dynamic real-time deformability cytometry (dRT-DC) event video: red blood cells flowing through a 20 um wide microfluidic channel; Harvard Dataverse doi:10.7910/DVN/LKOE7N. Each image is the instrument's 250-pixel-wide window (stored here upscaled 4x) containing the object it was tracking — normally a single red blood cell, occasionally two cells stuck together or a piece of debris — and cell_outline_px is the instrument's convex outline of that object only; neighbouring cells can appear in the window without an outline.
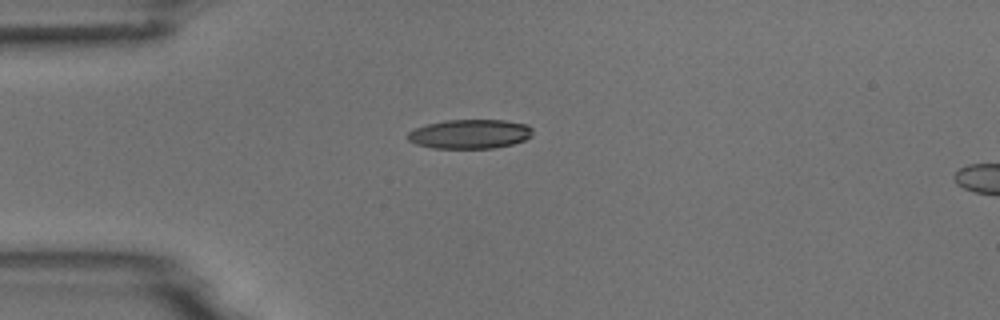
{"species": "common noctule bat (a hibernating species)", "species_latin": "Nyctalus noctula", "temperature_condition": "room temperature", "stored_images_in_passage": 41, "camera_frame_rate_fps": 3000, "um_per_image_px": 0.085, "animal": {"sex": "male", "body_mass_g": 18.8}, "frame": {"image": 1, "passage_image": 1, "time_ms": 0.0, "image_size_px": [1000, 320], "cell_outline_px": [[532, 136], [524, 140], [512, 144], [492, 148], [432, 148], [416, 144], [408, 140], [408, 132], [416, 128], [428, 124], [444, 120], [504, 120], [528, 124], [532, 128]], "centroid_in_image_um": [39.96, 11.39], "position_along_channel_um": 45.0, "area_um2": 21.27}}
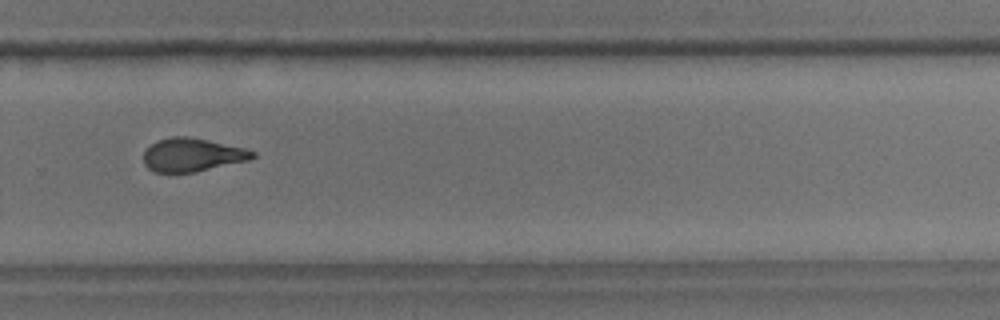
{"frame": {"image": 2, "passage_image": 24, "time_ms": 7.667, "image_size_px": [1000, 320], "cell_outline_px": [[256, 156], [248, 160], [196, 172], [152, 172], [144, 164], [144, 152], [152, 144], [160, 140], [172, 136], [188, 136], [208, 140], [244, 148], [256, 152]], "centroid_in_image_um": [16.34, 13.17], "position_along_channel_um": 313.5, "area_um2": 21.04}}
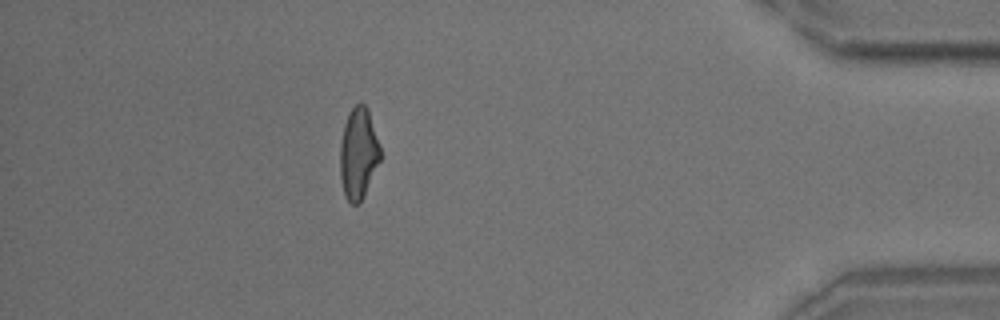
{"frame": {"image": 3, "passage_image": 35, "time_ms": 11.333, "image_size_px": [1000, 320], "cell_outline_px": [[380, 160], [360, 204], [352, 204], [344, 196], [340, 176], [340, 144], [344, 124], [348, 112], [360, 100], [368, 108], [380, 144]], "centroid_in_image_um": [30.46, 13.01], "position_along_channel_um": 404.7, "area_um2": 21.62}, "authors_computed_cell_mechanics": {"area_um2": 21.7906, "velocity_mm_per_s": 3.7407, "shape_relaxation_time_tau1_ms": 10.3332, "shape_relaxation_time_tau2_ms": 3.2601, "deformation_change_tau1": 0.2594, "deformation_change_tau2": 0.1247}}